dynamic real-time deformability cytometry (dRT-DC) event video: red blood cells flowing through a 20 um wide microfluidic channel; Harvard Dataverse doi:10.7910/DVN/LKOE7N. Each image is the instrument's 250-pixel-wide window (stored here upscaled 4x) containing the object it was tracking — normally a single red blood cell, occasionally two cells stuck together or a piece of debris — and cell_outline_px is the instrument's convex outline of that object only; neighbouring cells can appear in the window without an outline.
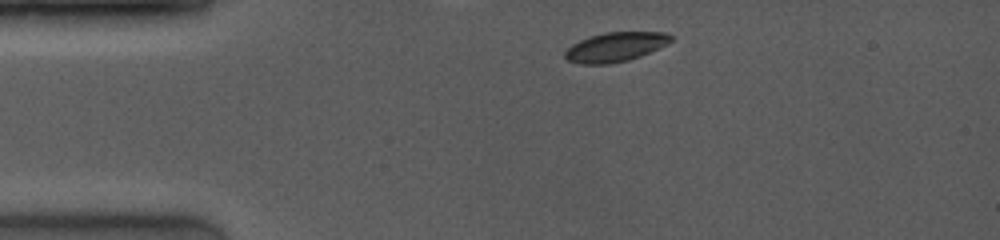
{"species": "common noctule bat (a hibernating species)", "species_latin": "Nyctalus noctula", "temperature_condition": "room temperature", "stored_images_in_passage": 13, "camera_frame_rate_fps": 4000, "um_per_image_px": 0.085, "animal": {"sex": "female", "body_mass_g": 19.0, "forearm_length_mm": 53.3}, "frame": {"image": 1, "passage_image": 1, "time_ms": 0.0, "image_size_px": [1000, 240], "cell_outline_px": [[672, 40], [668, 44], [640, 56], [628, 60], [608, 64], [580, 64], [568, 60], [564, 56], [564, 52], [572, 44], [588, 36], [604, 32], [668, 32], [672, 36]], "centroid_in_image_um": [52.31, 3.98], "position_along_channel_um": 32.7, "area_um2": 18.21}}